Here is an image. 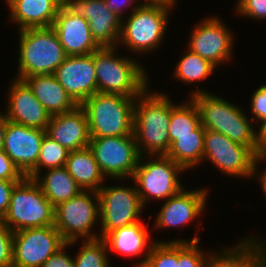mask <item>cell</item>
I'll return each instance as SVG.
<instances>
[{
  "label": "cell",
  "mask_w": 266,
  "mask_h": 267,
  "mask_svg": "<svg viewBox=\"0 0 266 267\" xmlns=\"http://www.w3.org/2000/svg\"><path fill=\"white\" fill-rule=\"evenodd\" d=\"M65 244L54 225L16 231L12 263L17 267H42Z\"/></svg>",
  "instance_id": "cell-13"
},
{
  "label": "cell",
  "mask_w": 266,
  "mask_h": 267,
  "mask_svg": "<svg viewBox=\"0 0 266 267\" xmlns=\"http://www.w3.org/2000/svg\"><path fill=\"white\" fill-rule=\"evenodd\" d=\"M66 247H68V243L61 247L55 254L51 255L42 267H75L74 259L64 250Z\"/></svg>",
  "instance_id": "cell-39"
},
{
  "label": "cell",
  "mask_w": 266,
  "mask_h": 267,
  "mask_svg": "<svg viewBox=\"0 0 266 267\" xmlns=\"http://www.w3.org/2000/svg\"><path fill=\"white\" fill-rule=\"evenodd\" d=\"M237 3L238 14L249 18L266 19V0H239Z\"/></svg>",
  "instance_id": "cell-36"
},
{
  "label": "cell",
  "mask_w": 266,
  "mask_h": 267,
  "mask_svg": "<svg viewBox=\"0 0 266 267\" xmlns=\"http://www.w3.org/2000/svg\"><path fill=\"white\" fill-rule=\"evenodd\" d=\"M107 244L103 238L86 240L79 249L75 267H110L107 256Z\"/></svg>",
  "instance_id": "cell-33"
},
{
  "label": "cell",
  "mask_w": 266,
  "mask_h": 267,
  "mask_svg": "<svg viewBox=\"0 0 266 267\" xmlns=\"http://www.w3.org/2000/svg\"><path fill=\"white\" fill-rule=\"evenodd\" d=\"M52 28L67 56L88 55L100 48L92 37L88 21L71 12L64 4L57 12Z\"/></svg>",
  "instance_id": "cell-18"
},
{
  "label": "cell",
  "mask_w": 266,
  "mask_h": 267,
  "mask_svg": "<svg viewBox=\"0 0 266 267\" xmlns=\"http://www.w3.org/2000/svg\"><path fill=\"white\" fill-rule=\"evenodd\" d=\"M188 43V49L217 67L229 60L232 52L231 31L216 16L204 19L196 25Z\"/></svg>",
  "instance_id": "cell-17"
},
{
  "label": "cell",
  "mask_w": 266,
  "mask_h": 267,
  "mask_svg": "<svg viewBox=\"0 0 266 267\" xmlns=\"http://www.w3.org/2000/svg\"><path fill=\"white\" fill-rule=\"evenodd\" d=\"M266 245L254 238L240 241L236 247L212 254L207 267H266Z\"/></svg>",
  "instance_id": "cell-24"
},
{
  "label": "cell",
  "mask_w": 266,
  "mask_h": 267,
  "mask_svg": "<svg viewBox=\"0 0 266 267\" xmlns=\"http://www.w3.org/2000/svg\"><path fill=\"white\" fill-rule=\"evenodd\" d=\"M142 160L141 156L132 178L143 206L151 198L169 199L183 189L178 174L186 170L173 159L157 155L151 162L143 164Z\"/></svg>",
  "instance_id": "cell-9"
},
{
  "label": "cell",
  "mask_w": 266,
  "mask_h": 267,
  "mask_svg": "<svg viewBox=\"0 0 266 267\" xmlns=\"http://www.w3.org/2000/svg\"><path fill=\"white\" fill-rule=\"evenodd\" d=\"M65 167L82 190L97 192L102 187L101 183L104 182L105 176L89 147L70 151Z\"/></svg>",
  "instance_id": "cell-26"
},
{
  "label": "cell",
  "mask_w": 266,
  "mask_h": 267,
  "mask_svg": "<svg viewBox=\"0 0 266 267\" xmlns=\"http://www.w3.org/2000/svg\"><path fill=\"white\" fill-rule=\"evenodd\" d=\"M63 4L88 21L92 37L100 47H116L123 20L109 10L104 0H63Z\"/></svg>",
  "instance_id": "cell-14"
},
{
  "label": "cell",
  "mask_w": 266,
  "mask_h": 267,
  "mask_svg": "<svg viewBox=\"0 0 266 267\" xmlns=\"http://www.w3.org/2000/svg\"><path fill=\"white\" fill-rule=\"evenodd\" d=\"M19 74L16 79L53 74L67 57L52 27L19 30Z\"/></svg>",
  "instance_id": "cell-5"
},
{
  "label": "cell",
  "mask_w": 266,
  "mask_h": 267,
  "mask_svg": "<svg viewBox=\"0 0 266 267\" xmlns=\"http://www.w3.org/2000/svg\"><path fill=\"white\" fill-rule=\"evenodd\" d=\"M99 218H101L100 238L109 232L140 221L139 214L143 210L136 187H106L98 191Z\"/></svg>",
  "instance_id": "cell-12"
},
{
  "label": "cell",
  "mask_w": 266,
  "mask_h": 267,
  "mask_svg": "<svg viewBox=\"0 0 266 267\" xmlns=\"http://www.w3.org/2000/svg\"><path fill=\"white\" fill-rule=\"evenodd\" d=\"M146 2H144V4H158V5H164L170 8H173L171 6H173L175 4V0H144Z\"/></svg>",
  "instance_id": "cell-44"
},
{
  "label": "cell",
  "mask_w": 266,
  "mask_h": 267,
  "mask_svg": "<svg viewBox=\"0 0 266 267\" xmlns=\"http://www.w3.org/2000/svg\"><path fill=\"white\" fill-rule=\"evenodd\" d=\"M211 161L225 174L252 177L256 174L259 158L248 146L232 141L222 133L205 129L203 160Z\"/></svg>",
  "instance_id": "cell-10"
},
{
  "label": "cell",
  "mask_w": 266,
  "mask_h": 267,
  "mask_svg": "<svg viewBox=\"0 0 266 267\" xmlns=\"http://www.w3.org/2000/svg\"><path fill=\"white\" fill-rule=\"evenodd\" d=\"M205 128L200 125L195 135L175 136L166 154L185 170L203 160Z\"/></svg>",
  "instance_id": "cell-28"
},
{
  "label": "cell",
  "mask_w": 266,
  "mask_h": 267,
  "mask_svg": "<svg viewBox=\"0 0 266 267\" xmlns=\"http://www.w3.org/2000/svg\"><path fill=\"white\" fill-rule=\"evenodd\" d=\"M263 173V174H262ZM260 173L259 175V181L261 182L260 184L262 191L264 192L265 196H266V169Z\"/></svg>",
  "instance_id": "cell-45"
},
{
  "label": "cell",
  "mask_w": 266,
  "mask_h": 267,
  "mask_svg": "<svg viewBox=\"0 0 266 267\" xmlns=\"http://www.w3.org/2000/svg\"><path fill=\"white\" fill-rule=\"evenodd\" d=\"M257 132V156L266 159V120L261 122Z\"/></svg>",
  "instance_id": "cell-41"
},
{
  "label": "cell",
  "mask_w": 266,
  "mask_h": 267,
  "mask_svg": "<svg viewBox=\"0 0 266 267\" xmlns=\"http://www.w3.org/2000/svg\"><path fill=\"white\" fill-rule=\"evenodd\" d=\"M189 101L171 108L168 127L170 145L175 141V136L195 135V130L201 125L198 108L191 98Z\"/></svg>",
  "instance_id": "cell-29"
},
{
  "label": "cell",
  "mask_w": 266,
  "mask_h": 267,
  "mask_svg": "<svg viewBox=\"0 0 266 267\" xmlns=\"http://www.w3.org/2000/svg\"><path fill=\"white\" fill-rule=\"evenodd\" d=\"M10 88L8 111L4 113L6 118L18 124L46 130L51 115L29 86L23 80L16 79Z\"/></svg>",
  "instance_id": "cell-19"
},
{
  "label": "cell",
  "mask_w": 266,
  "mask_h": 267,
  "mask_svg": "<svg viewBox=\"0 0 266 267\" xmlns=\"http://www.w3.org/2000/svg\"><path fill=\"white\" fill-rule=\"evenodd\" d=\"M104 1H105L106 6L109 8V10L111 12H114L120 19H122V11H123L122 8L126 7L125 3H127V6H128V5L134 4L132 2H134L135 0H122V2H118L119 0H104Z\"/></svg>",
  "instance_id": "cell-42"
},
{
  "label": "cell",
  "mask_w": 266,
  "mask_h": 267,
  "mask_svg": "<svg viewBox=\"0 0 266 267\" xmlns=\"http://www.w3.org/2000/svg\"><path fill=\"white\" fill-rule=\"evenodd\" d=\"M0 267H17V266H15L14 263H10L5 265H0Z\"/></svg>",
  "instance_id": "cell-46"
},
{
  "label": "cell",
  "mask_w": 266,
  "mask_h": 267,
  "mask_svg": "<svg viewBox=\"0 0 266 267\" xmlns=\"http://www.w3.org/2000/svg\"><path fill=\"white\" fill-rule=\"evenodd\" d=\"M12 22L19 30L52 27L63 0H6Z\"/></svg>",
  "instance_id": "cell-22"
},
{
  "label": "cell",
  "mask_w": 266,
  "mask_h": 267,
  "mask_svg": "<svg viewBox=\"0 0 266 267\" xmlns=\"http://www.w3.org/2000/svg\"><path fill=\"white\" fill-rule=\"evenodd\" d=\"M198 243L199 238L196 235L191 242L180 241V267H207L212 253L205 256Z\"/></svg>",
  "instance_id": "cell-34"
},
{
  "label": "cell",
  "mask_w": 266,
  "mask_h": 267,
  "mask_svg": "<svg viewBox=\"0 0 266 267\" xmlns=\"http://www.w3.org/2000/svg\"><path fill=\"white\" fill-rule=\"evenodd\" d=\"M147 90L135 99L133 135L139 154L149 153V158H153L166 155L170 148L168 127L174 104L165 94H151Z\"/></svg>",
  "instance_id": "cell-1"
},
{
  "label": "cell",
  "mask_w": 266,
  "mask_h": 267,
  "mask_svg": "<svg viewBox=\"0 0 266 267\" xmlns=\"http://www.w3.org/2000/svg\"><path fill=\"white\" fill-rule=\"evenodd\" d=\"M46 134L69 151L88 147L91 138L84 109L77 105L69 112L51 116Z\"/></svg>",
  "instance_id": "cell-20"
},
{
  "label": "cell",
  "mask_w": 266,
  "mask_h": 267,
  "mask_svg": "<svg viewBox=\"0 0 266 267\" xmlns=\"http://www.w3.org/2000/svg\"><path fill=\"white\" fill-rule=\"evenodd\" d=\"M45 134L46 130L7 120L2 149L24 176L36 167Z\"/></svg>",
  "instance_id": "cell-16"
},
{
  "label": "cell",
  "mask_w": 266,
  "mask_h": 267,
  "mask_svg": "<svg viewBox=\"0 0 266 267\" xmlns=\"http://www.w3.org/2000/svg\"><path fill=\"white\" fill-rule=\"evenodd\" d=\"M55 207L38 183L24 177L13 188L7 213L2 218L13 231L54 225Z\"/></svg>",
  "instance_id": "cell-6"
},
{
  "label": "cell",
  "mask_w": 266,
  "mask_h": 267,
  "mask_svg": "<svg viewBox=\"0 0 266 267\" xmlns=\"http://www.w3.org/2000/svg\"><path fill=\"white\" fill-rule=\"evenodd\" d=\"M251 109L255 117H252L253 120L265 121L266 120V84L260 86L251 97ZM257 118V119H256Z\"/></svg>",
  "instance_id": "cell-38"
},
{
  "label": "cell",
  "mask_w": 266,
  "mask_h": 267,
  "mask_svg": "<svg viewBox=\"0 0 266 267\" xmlns=\"http://www.w3.org/2000/svg\"><path fill=\"white\" fill-rule=\"evenodd\" d=\"M187 54L182 56L174 70V76L187 83L206 79L214 72L215 65L200 55L187 50Z\"/></svg>",
  "instance_id": "cell-31"
},
{
  "label": "cell",
  "mask_w": 266,
  "mask_h": 267,
  "mask_svg": "<svg viewBox=\"0 0 266 267\" xmlns=\"http://www.w3.org/2000/svg\"><path fill=\"white\" fill-rule=\"evenodd\" d=\"M69 150L53 140L47 134L42 139L36 167L26 176L34 179L40 173V168L46 169L64 167L68 158Z\"/></svg>",
  "instance_id": "cell-32"
},
{
  "label": "cell",
  "mask_w": 266,
  "mask_h": 267,
  "mask_svg": "<svg viewBox=\"0 0 266 267\" xmlns=\"http://www.w3.org/2000/svg\"><path fill=\"white\" fill-rule=\"evenodd\" d=\"M121 24L119 42L125 43L131 51L148 52L157 48L162 40L168 22L170 7L158 4H140Z\"/></svg>",
  "instance_id": "cell-7"
},
{
  "label": "cell",
  "mask_w": 266,
  "mask_h": 267,
  "mask_svg": "<svg viewBox=\"0 0 266 267\" xmlns=\"http://www.w3.org/2000/svg\"><path fill=\"white\" fill-rule=\"evenodd\" d=\"M23 81L51 116L69 112L77 106L53 74L32 75Z\"/></svg>",
  "instance_id": "cell-23"
},
{
  "label": "cell",
  "mask_w": 266,
  "mask_h": 267,
  "mask_svg": "<svg viewBox=\"0 0 266 267\" xmlns=\"http://www.w3.org/2000/svg\"><path fill=\"white\" fill-rule=\"evenodd\" d=\"M193 92L190 98L198 108L205 129L222 133L232 141L248 146L257 155V131L240 107L203 90Z\"/></svg>",
  "instance_id": "cell-2"
},
{
  "label": "cell",
  "mask_w": 266,
  "mask_h": 267,
  "mask_svg": "<svg viewBox=\"0 0 266 267\" xmlns=\"http://www.w3.org/2000/svg\"><path fill=\"white\" fill-rule=\"evenodd\" d=\"M25 176L19 171L3 149H0V179L21 181Z\"/></svg>",
  "instance_id": "cell-37"
},
{
  "label": "cell",
  "mask_w": 266,
  "mask_h": 267,
  "mask_svg": "<svg viewBox=\"0 0 266 267\" xmlns=\"http://www.w3.org/2000/svg\"><path fill=\"white\" fill-rule=\"evenodd\" d=\"M180 241H155L137 267H180Z\"/></svg>",
  "instance_id": "cell-30"
},
{
  "label": "cell",
  "mask_w": 266,
  "mask_h": 267,
  "mask_svg": "<svg viewBox=\"0 0 266 267\" xmlns=\"http://www.w3.org/2000/svg\"><path fill=\"white\" fill-rule=\"evenodd\" d=\"M53 75L77 105L98 92L94 52L67 56Z\"/></svg>",
  "instance_id": "cell-15"
},
{
  "label": "cell",
  "mask_w": 266,
  "mask_h": 267,
  "mask_svg": "<svg viewBox=\"0 0 266 267\" xmlns=\"http://www.w3.org/2000/svg\"><path fill=\"white\" fill-rule=\"evenodd\" d=\"M18 182L19 181L0 179V219H2L8 211L12 190Z\"/></svg>",
  "instance_id": "cell-40"
},
{
  "label": "cell",
  "mask_w": 266,
  "mask_h": 267,
  "mask_svg": "<svg viewBox=\"0 0 266 267\" xmlns=\"http://www.w3.org/2000/svg\"><path fill=\"white\" fill-rule=\"evenodd\" d=\"M207 193L206 189H182L167 199L156 218V228L179 227L198 218L206 207Z\"/></svg>",
  "instance_id": "cell-21"
},
{
  "label": "cell",
  "mask_w": 266,
  "mask_h": 267,
  "mask_svg": "<svg viewBox=\"0 0 266 267\" xmlns=\"http://www.w3.org/2000/svg\"><path fill=\"white\" fill-rule=\"evenodd\" d=\"M92 195L95 198L91 197ZM98 217V193L93 190H83L77 196L55 207L54 226L64 241L71 246L80 237H86L87 240L100 238V235H95L91 229L97 219H100Z\"/></svg>",
  "instance_id": "cell-8"
},
{
  "label": "cell",
  "mask_w": 266,
  "mask_h": 267,
  "mask_svg": "<svg viewBox=\"0 0 266 267\" xmlns=\"http://www.w3.org/2000/svg\"><path fill=\"white\" fill-rule=\"evenodd\" d=\"M135 97L95 93L80 106L84 109L90 138L133 134Z\"/></svg>",
  "instance_id": "cell-4"
},
{
  "label": "cell",
  "mask_w": 266,
  "mask_h": 267,
  "mask_svg": "<svg viewBox=\"0 0 266 267\" xmlns=\"http://www.w3.org/2000/svg\"><path fill=\"white\" fill-rule=\"evenodd\" d=\"M88 147L102 174L115 179L132 178L141 157L133 134L91 138Z\"/></svg>",
  "instance_id": "cell-11"
},
{
  "label": "cell",
  "mask_w": 266,
  "mask_h": 267,
  "mask_svg": "<svg viewBox=\"0 0 266 267\" xmlns=\"http://www.w3.org/2000/svg\"><path fill=\"white\" fill-rule=\"evenodd\" d=\"M44 177L36 176L34 180L38 183L45 197L56 207L59 203L68 201L77 196L81 187L68 173L66 167L48 169Z\"/></svg>",
  "instance_id": "cell-27"
},
{
  "label": "cell",
  "mask_w": 266,
  "mask_h": 267,
  "mask_svg": "<svg viewBox=\"0 0 266 267\" xmlns=\"http://www.w3.org/2000/svg\"><path fill=\"white\" fill-rule=\"evenodd\" d=\"M7 120L6 115L0 113V149L3 148Z\"/></svg>",
  "instance_id": "cell-43"
},
{
  "label": "cell",
  "mask_w": 266,
  "mask_h": 267,
  "mask_svg": "<svg viewBox=\"0 0 266 267\" xmlns=\"http://www.w3.org/2000/svg\"><path fill=\"white\" fill-rule=\"evenodd\" d=\"M149 234L148 229L140 220L109 232L103 239L108 250L134 257L145 252V249L151 250L155 241L149 242Z\"/></svg>",
  "instance_id": "cell-25"
},
{
  "label": "cell",
  "mask_w": 266,
  "mask_h": 267,
  "mask_svg": "<svg viewBox=\"0 0 266 267\" xmlns=\"http://www.w3.org/2000/svg\"><path fill=\"white\" fill-rule=\"evenodd\" d=\"M117 47L94 51V65L99 93L138 97L148 86L145 69L135 60L120 57Z\"/></svg>",
  "instance_id": "cell-3"
},
{
  "label": "cell",
  "mask_w": 266,
  "mask_h": 267,
  "mask_svg": "<svg viewBox=\"0 0 266 267\" xmlns=\"http://www.w3.org/2000/svg\"><path fill=\"white\" fill-rule=\"evenodd\" d=\"M14 232L0 219V265L12 263Z\"/></svg>",
  "instance_id": "cell-35"
}]
</instances>
